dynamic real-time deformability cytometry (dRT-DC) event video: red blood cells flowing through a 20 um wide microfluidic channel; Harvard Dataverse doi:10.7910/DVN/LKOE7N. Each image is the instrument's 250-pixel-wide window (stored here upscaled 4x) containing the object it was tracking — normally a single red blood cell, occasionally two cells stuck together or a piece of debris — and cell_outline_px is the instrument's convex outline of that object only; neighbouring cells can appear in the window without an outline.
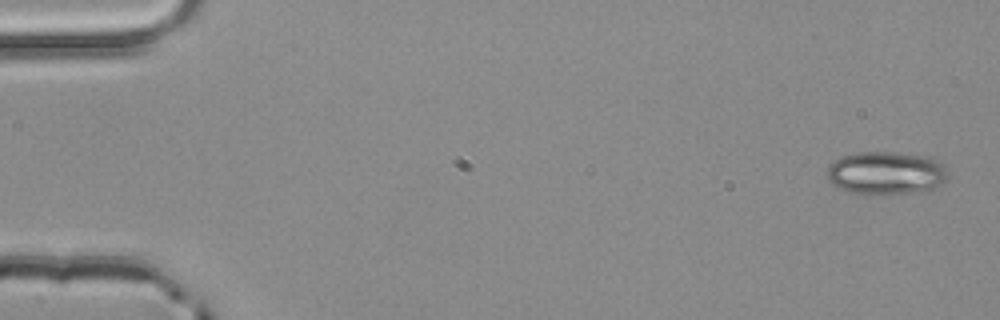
{"species": "common noctule bat (a hibernating species)", "species_latin": "Nyctalus noctula", "temperature_condition": "room temperature", "stored_images_in_passage": 4, "camera_frame_rate_fps": 3000, "um_per_image_px": 0.085, "animal": {"sex": "male", "body_mass_g": 20.4}, "frame": {"image": 1, "passage_image": 1, "time_ms": 0.0, "image_size_px": [1000, 320], "cell_outline_px": [[948, 172], [944, 180], [940, 184], [924, 192], [848, 192], [832, 184], [828, 180], [824, 172], [828, 164], [832, 160], [840, 156], [856, 152], [892, 152], [936, 156], [944, 164]], "centroid_in_image_um": [75.3, 14.64], "position_along_channel_um": 9.7, "area_um2": 30.52}}